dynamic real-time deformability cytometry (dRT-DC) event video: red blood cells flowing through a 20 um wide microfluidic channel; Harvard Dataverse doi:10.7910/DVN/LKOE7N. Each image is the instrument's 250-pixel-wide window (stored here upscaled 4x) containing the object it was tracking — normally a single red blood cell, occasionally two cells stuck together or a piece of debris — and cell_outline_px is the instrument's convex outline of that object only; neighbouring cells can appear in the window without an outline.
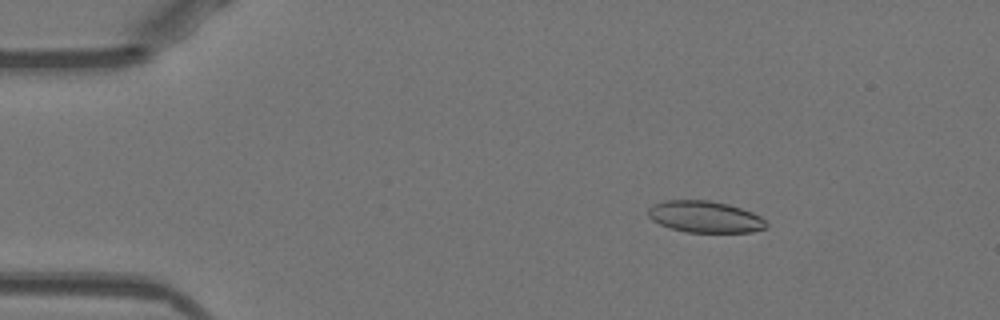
{"species": "Egyptian fruit bat (a non-hibernating species)", "species_latin": "Rousettus aegyptiacus", "temperature_condition": "warm", "stored_images_in_passage": 51, "camera_frame_rate_fps": 3000, "um_per_image_px": 0.085, "animal": {"sex": "female"}, "frame": {"image": 1, "passage_image": 8, "time_ms": 2.333, "image_size_px": [1000, 320], "cell_outline_px": [[768, 228], [752, 232], [688, 232], [672, 228], [660, 224], [652, 220], [648, 216], [648, 208], [652, 204], [664, 200], [708, 200], [728, 204], [752, 212], [760, 216], [768, 224]], "centroid_in_image_um": [59.92, 18.42], "position_along_channel_um": 25.1, "area_um2": 21.79}}
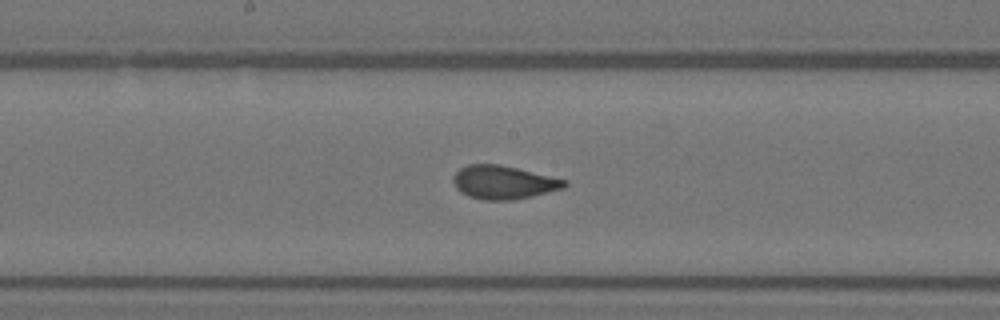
{"frame": {"image": 2, "passage_image": 27, "time_ms": 8.667, "image_size_px": [1000, 320], "cell_outline_px": [[568, 184], [564, 188], [532, 196], [512, 200], [484, 200], [468, 196], [460, 192], [456, 188], [452, 180], [452, 176], [460, 168], [468, 164], [500, 164], [568, 180]], "centroid_in_image_um": [42.78, 15.49], "position_along_channel_um": 205.4, "area_um2": 21.79}}
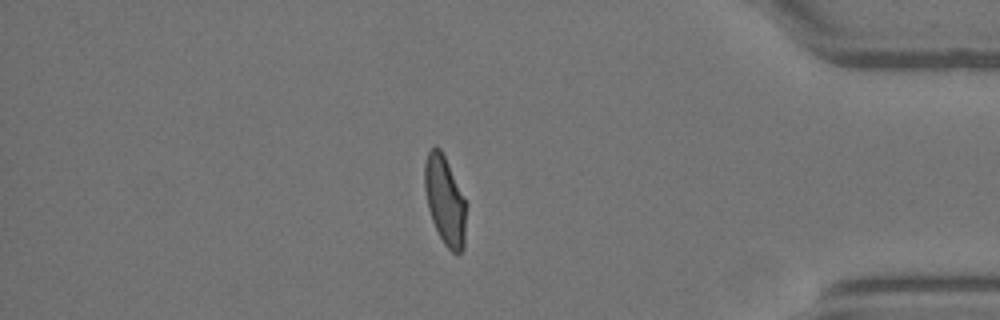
{"frame": {"image": 3, "passage_image": 44, "time_ms": 14.333, "image_size_px": [1000, 320], "cell_outline_px": [[464, 248], [456, 256], [444, 244], [432, 220], [428, 208], [424, 188], [424, 164], [428, 152], [436, 144], [440, 148], [448, 164], [464, 200]], "centroid_in_image_um": [37.77, 17.04], "position_along_channel_um": 397.4, "area_um2": 20.87}, "authors_computed_cell_mechanics": {"area_um2": 21.7906, "velocity_mm_per_s": 3.9672, "shape_relaxation_time_tau1_ms": 3.9581, "shape_relaxation_time_tau2_ms": 0.8076, "deformation_change_tau1": 0.1489, "deformation_change_tau2": 0.0517}}